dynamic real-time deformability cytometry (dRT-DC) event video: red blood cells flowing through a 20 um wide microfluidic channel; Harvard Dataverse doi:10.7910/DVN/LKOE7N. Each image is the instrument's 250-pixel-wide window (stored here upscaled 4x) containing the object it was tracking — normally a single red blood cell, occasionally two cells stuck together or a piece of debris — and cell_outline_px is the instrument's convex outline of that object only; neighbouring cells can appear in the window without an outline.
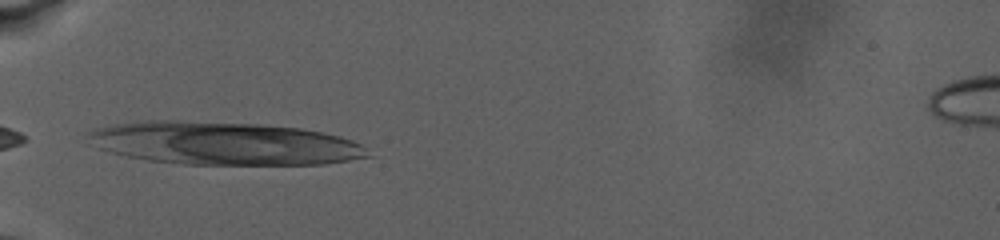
{"species": "human", "species_latin": "Homo sapiens", "temperature_condition": "warm", "stored_images_in_passage": 25, "segment_of_instrument_passage": [1, 2], "camera_frame_rate_fps": 3000, "um_per_image_px": 0.085, "donor": {"sex": "male"}, "frame": {"image": 1, "passage_image": 1, "time_ms": 0.0, "image_size_px": [1000, 240], "cell_outline_px": [[372, 156], [324, 164], [184, 164], [148, 160], [108, 152], [100, 148], [84, 136], [88, 132], [96, 128], [116, 124], [148, 120], [176, 120], [260, 124], [300, 128], [324, 132], [340, 136], [352, 140], [360, 144]], "centroid_in_image_um": [19.03, 12.18], "position_along_channel_um": 66.0, "area_um2": 69.94}}